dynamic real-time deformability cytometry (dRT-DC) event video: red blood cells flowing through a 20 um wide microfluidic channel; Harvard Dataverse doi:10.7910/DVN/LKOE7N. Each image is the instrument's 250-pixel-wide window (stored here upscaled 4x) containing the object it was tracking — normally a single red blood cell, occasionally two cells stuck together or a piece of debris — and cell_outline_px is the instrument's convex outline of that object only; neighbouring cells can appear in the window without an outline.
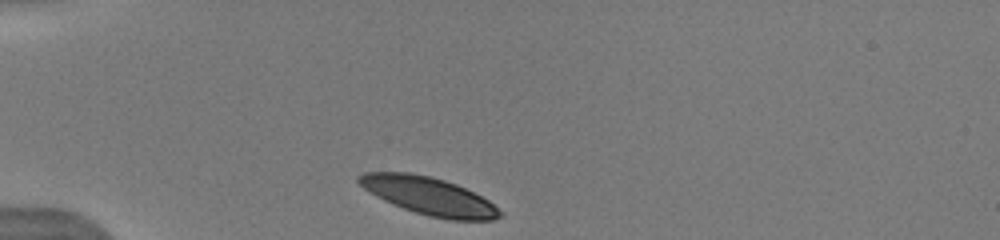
{"species": "human", "species_latin": "Homo sapiens", "temperature_condition": "warm", "stored_images_in_passage": 15, "camera_frame_rate_fps": 3000, "um_per_image_px": 0.085, "donor": {"sex": "male"}, "frame": {"image": 1, "passage_image": 1, "time_ms": 0.0, "image_size_px": [1000, 240], "cell_outline_px": [[504, 212], [500, 216], [492, 220], [452, 220], [428, 216], [392, 204], [376, 196], [364, 188], [356, 180], [356, 176], [364, 172], [408, 172], [432, 176], [456, 184], [488, 200]], "centroid_in_image_um": [36.44, 16.65], "position_along_channel_um": 48.6, "area_um2": 30.87}}